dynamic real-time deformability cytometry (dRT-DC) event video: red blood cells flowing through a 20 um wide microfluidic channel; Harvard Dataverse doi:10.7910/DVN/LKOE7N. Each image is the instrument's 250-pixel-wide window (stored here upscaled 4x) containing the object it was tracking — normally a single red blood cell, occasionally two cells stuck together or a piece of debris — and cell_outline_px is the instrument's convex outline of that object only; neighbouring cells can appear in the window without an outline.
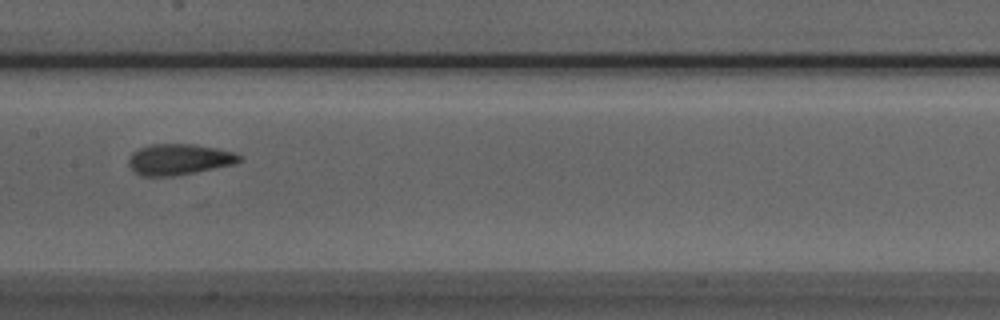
{"species": "Egyptian fruit bat (a non-hibernating species)", "species_latin": "Rousettus aegyptiacus", "temperature_condition": "room temperature", "stored_images_in_passage": 9, "camera_frame_rate_fps": 3000, "um_per_image_px": 0.085, "animal": {"sex": "male"}, "frame": {"image": 1, "passage_image": 7, "time_ms": 2.0, "image_size_px": [1000, 320], "cell_outline_px": [[244, 160], [232, 164], [172, 176], [140, 176], [128, 164], [128, 160], [132, 152], [140, 148], [152, 144], [192, 144], [216, 148], [236, 152]], "centroid_in_image_um": [15.21, 13.54], "position_along_channel_um": 192.2, "area_um2": 19.71}}
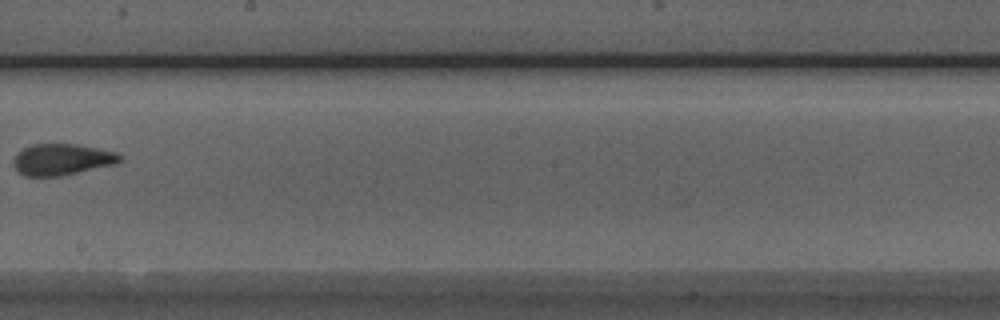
{"frame": {"image": 2, "passage_image": 8, "time_ms": 2.333, "image_size_px": [1000, 320], "cell_outline_px": [[124, 156], [116, 164], [60, 176], [24, 176], [16, 168], [16, 152], [32, 144], [76, 144], [116, 152]], "centroid_in_image_um": [5.31, 13.55], "position_along_channel_um": 242.9, "area_um2": 19.19}}
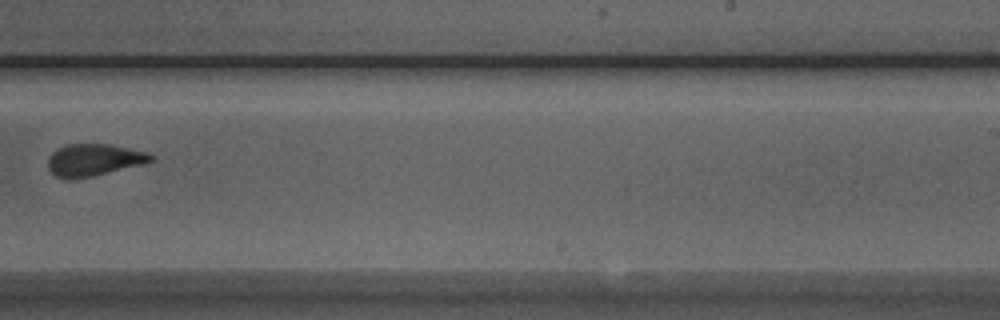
{"frame": {"image": 3, "passage_image": 9, "time_ms": 2.667, "image_size_px": [1000, 320], "cell_outline_px": [[156, 156], [152, 160], [144, 164], [92, 176], [56, 176], [48, 168], [48, 156], [56, 148], [68, 144], [108, 144], [148, 152]], "centroid_in_image_um": [8.02, 13.55], "position_along_channel_um": 281.0, "area_um2": 18.79}}